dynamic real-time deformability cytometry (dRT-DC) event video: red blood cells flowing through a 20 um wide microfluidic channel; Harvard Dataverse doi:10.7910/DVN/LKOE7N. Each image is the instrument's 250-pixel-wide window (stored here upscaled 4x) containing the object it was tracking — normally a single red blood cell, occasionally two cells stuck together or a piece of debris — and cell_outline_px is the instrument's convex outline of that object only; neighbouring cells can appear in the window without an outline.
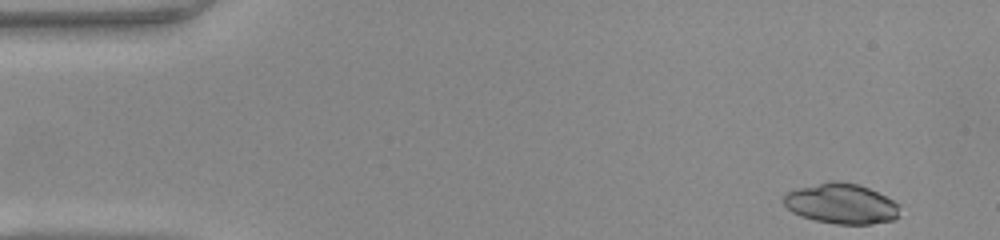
{"species": "common noctule bat (a hibernating species)", "species_latin": "Nyctalus noctula", "temperature_condition": "warm", "stored_images_in_passage": 46, "camera_frame_rate_fps": 3000, "um_per_image_px": 0.085, "animal": {"sex": "female", "body_mass_g": 22.0, "forearm_length_mm": 56.7}, "frame": {"image": 1, "passage_image": 1, "time_ms": 0.0, "image_size_px": [1000, 240], "cell_outline_px": [[900, 216], [896, 220], [872, 224], [836, 224], [816, 220], [800, 216], [792, 212], [784, 204], [784, 192], [796, 188], [828, 180], [836, 180], [856, 184], [868, 188], [900, 204]], "centroid_in_image_um": [71.51, 17.31], "position_along_channel_um": 13.5, "area_um2": 27.57}}
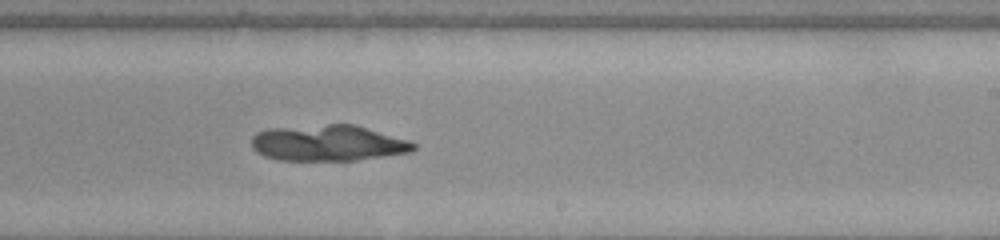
{"frame": {"image": 2, "passage_image": 27, "time_ms": 8.667, "image_size_px": [1000, 240], "cell_outline_px": [[416, 148], [412, 152], [356, 160], [276, 160], [264, 156], [256, 152], [252, 148], [252, 136], [256, 132], [268, 128], [328, 124], [352, 124], [408, 140], [416, 144]], "centroid_in_image_um": [27.84, 12.16], "position_along_channel_um": 261.2, "area_um2": 33.99}}
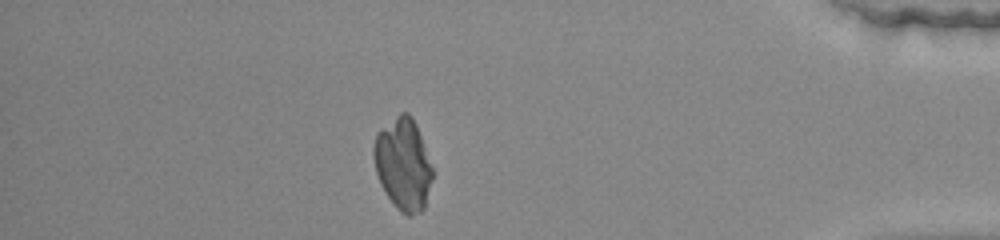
{"frame": {"image": 3, "passage_image": 40, "time_ms": 13.0, "image_size_px": [1000, 240], "cell_outline_px": [[432, 180], [424, 208], [420, 212], [412, 216], [408, 216], [400, 212], [396, 208], [384, 192], [380, 184], [376, 172], [372, 156], [372, 148], [376, 132], [380, 128], [400, 112], [408, 112], [412, 116], [416, 124], [432, 168]], "centroid_in_image_um": [34.23, 13.95], "position_along_channel_um": 401.0, "area_um2": 31.73}}